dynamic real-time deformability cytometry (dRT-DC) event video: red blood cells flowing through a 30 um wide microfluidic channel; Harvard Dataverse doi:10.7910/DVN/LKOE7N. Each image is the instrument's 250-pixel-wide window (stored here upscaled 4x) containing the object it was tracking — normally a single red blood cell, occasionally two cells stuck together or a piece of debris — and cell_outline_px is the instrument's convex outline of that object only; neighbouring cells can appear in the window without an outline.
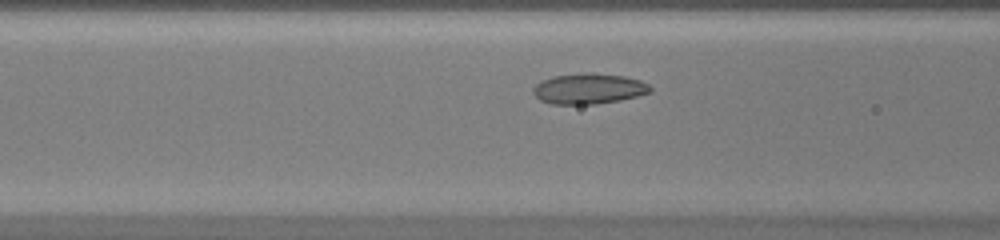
{"species": "common noctule bat (a hibernating species)", "species_latin": "Nyctalus noctula", "temperature_condition": "warm", "stored_images_in_passage": 35, "camera_frame_rate_fps": 3000, "um_per_image_px": 0.085, "animal": {"sex": "female", "body_mass_g": 20.0, "forearm_length_mm": 54.0}, "frame": {"image": 1, "passage_image": 6, "time_ms": 1.667, "image_size_px": [1000, 240], "cell_outline_px": [[652, 92], [620, 100], [596, 104], [552, 104], [540, 100], [532, 92], [532, 88], [536, 84], [552, 76], [584, 72], [624, 76], [640, 80], [648, 84], [652, 88]], "centroid_in_image_um": [50.04, 7.54], "position_along_channel_um": 116.6, "area_um2": 20.87}}
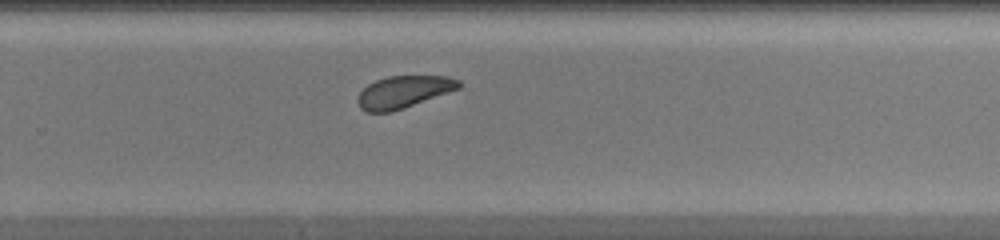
{"frame": {"image": 2, "passage_image": 19, "time_ms": 6.0, "image_size_px": [1000, 240], "cell_outline_px": [[460, 88], [404, 108], [388, 112], [368, 112], [360, 108], [356, 100], [360, 92], [368, 84], [376, 80], [388, 76], [448, 76], [460, 80]], "centroid_in_image_um": [34.29, 7.81], "position_along_channel_um": 295.5, "area_um2": 18.84}}
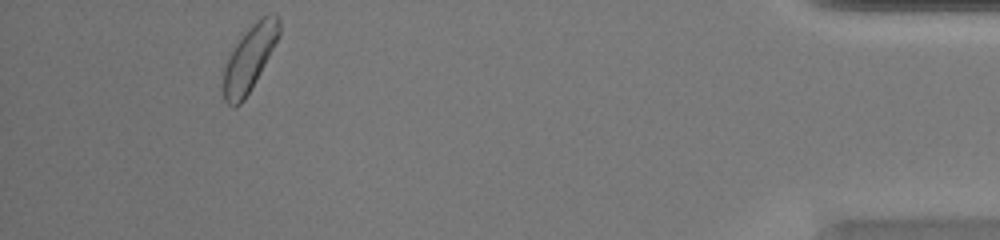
{"frame": {"image": 3, "passage_image": 32, "time_ms": 10.333, "image_size_px": [1000, 240], "cell_outline_px": [[280, 32], [260, 72], [244, 100], [240, 104], [232, 108], [224, 100], [224, 68], [236, 44], [248, 28], [260, 16], [276, 12], [280, 20]], "centroid_in_image_um": [21.22, 4.93], "position_along_channel_um": 414.0, "area_um2": 20.58}, "authors_computed_cell_mechanics": {"area_um2": 20.1144, "velocity_mm_per_s": 4.1366, "shape_relaxation_time_tau1_ms": 1.6993, "shape_relaxation_time_tau2_ms": 2.249, "deformation_change_tau1": 0.0716, "deformation_change_tau2": 0.0901}}